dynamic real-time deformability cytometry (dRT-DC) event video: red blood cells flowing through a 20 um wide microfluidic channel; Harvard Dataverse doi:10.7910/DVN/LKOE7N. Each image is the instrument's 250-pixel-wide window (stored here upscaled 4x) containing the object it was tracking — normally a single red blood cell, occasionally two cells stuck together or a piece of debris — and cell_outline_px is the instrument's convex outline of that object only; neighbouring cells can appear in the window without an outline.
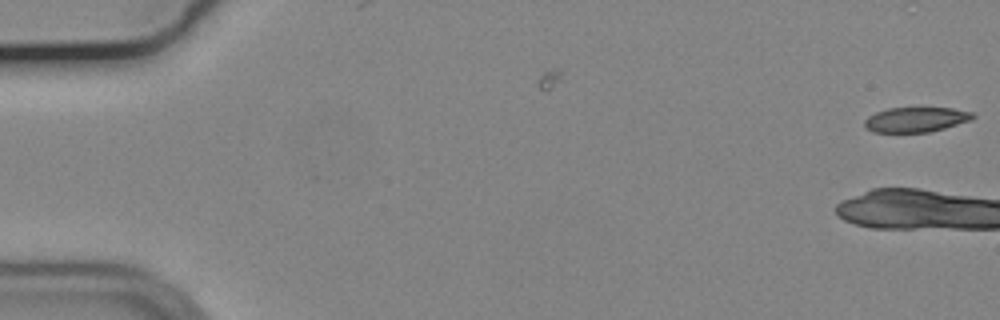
{"species": "common noctule bat (a hibernating species)", "species_latin": "Nyctalus noctula", "temperature_condition": "cold", "stored_images_in_passage": 6, "camera_frame_rate_fps": 3000, "um_per_image_px": 0.085, "animal": {"sex": "male", "body_mass_g": 19.2, "forearm_length_mm": 51.8}, "frame": {"image": 1, "passage_image": 1, "time_ms": 0.0, "image_size_px": [1000, 320], "cell_outline_px": [[976, 116], [972, 120], [944, 128], [928, 132], [872, 132], [864, 124], [864, 120], [868, 116], [876, 112], [888, 108], [920, 104], [952, 108], [972, 112]], "centroid_in_image_um": [77.88, 10.1], "position_along_channel_um": 7.1, "area_um2": 16.59}}